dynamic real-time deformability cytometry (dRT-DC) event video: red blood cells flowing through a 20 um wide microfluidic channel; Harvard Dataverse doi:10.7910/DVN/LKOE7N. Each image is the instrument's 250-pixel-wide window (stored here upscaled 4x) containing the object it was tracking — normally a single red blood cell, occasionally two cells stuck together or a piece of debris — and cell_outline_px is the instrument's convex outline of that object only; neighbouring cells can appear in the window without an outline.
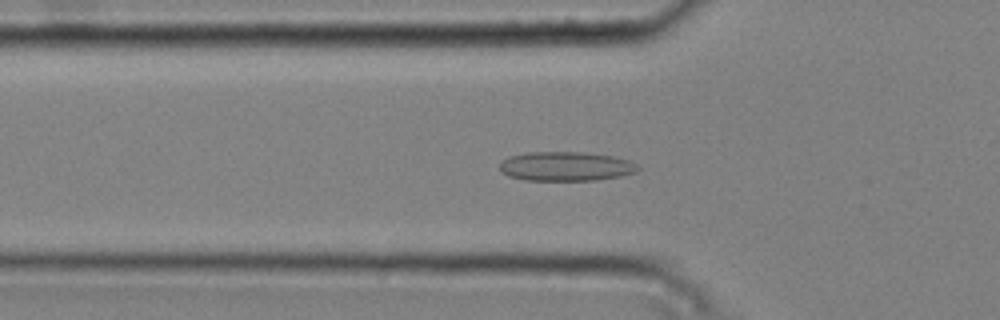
{"species": "common noctule bat (a hibernating species)", "species_latin": "Nyctalus noctula", "temperature_condition": "cold", "stored_images_in_passage": 41, "camera_frame_rate_fps": 3000, "um_per_image_px": 0.085, "animal": {"sex": "male", "body_mass_g": 20.4}, "frame": {"image": 1, "passage_image": 10, "time_ms": 3.0, "image_size_px": [1000, 320], "cell_outline_px": [[640, 168], [636, 172], [620, 176], [596, 180], [524, 180], [508, 176], [500, 172], [500, 164], [508, 156], [528, 152], [584, 152], [612, 156], [628, 160], [636, 164]], "centroid_in_image_um": [48.07, 14.14], "position_along_channel_um": 77.7, "area_um2": 23.58}}
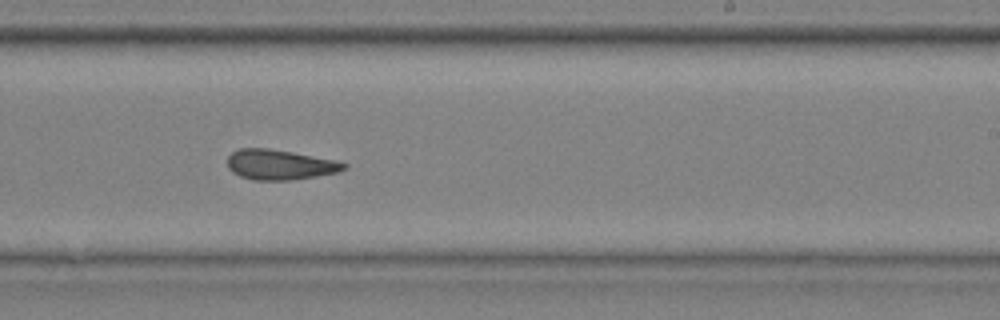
{"frame": {"image": 2, "passage_image": 25, "time_ms": 8.0, "image_size_px": [1000, 320], "cell_outline_px": [[348, 168], [336, 172], [316, 176], [292, 180], [252, 180], [240, 176], [232, 172], [228, 168], [228, 156], [232, 152], [240, 148], [268, 148], [292, 152], [336, 160], [348, 164]], "centroid_in_image_um": [23.78, 14.0], "position_along_channel_um": 265.2, "area_um2": 20.46}}
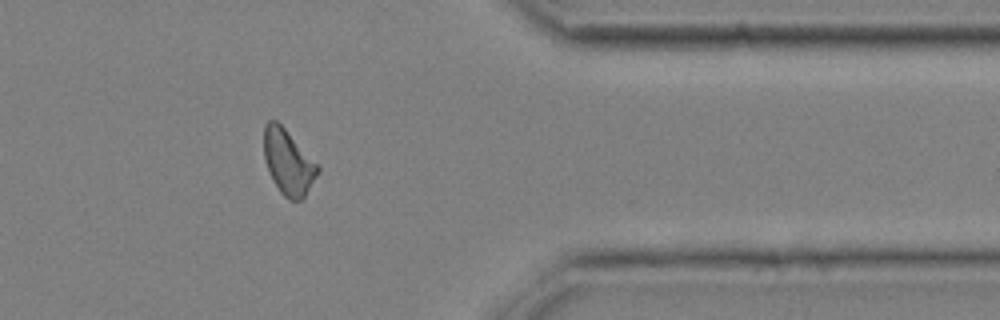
{"frame": {"image": 3, "passage_image": 36, "time_ms": 11.667, "image_size_px": [1000, 320], "cell_outline_px": [[320, 172], [304, 196], [300, 200], [288, 200], [280, 192], [272, 180], [264, 160], [264, 124], [268, 120], [276, 120], [284, 128], [320, 168]], "centroid_in_image_um": [24.47, 13.8], "position_along_channel_um": 386.9, "area_um2": 20.11}, "authors_computed_cell_mechanics": {"area_um2": 20.8658, "velocity_mm_per_s": 3.7458, "shape_relaxation_time_tau1_ms": null, "shape_relaxation_time_tau2_ms": 3.7909, "deformation_change_tau1": null, "deformation_change_tau2": 0.1074}}